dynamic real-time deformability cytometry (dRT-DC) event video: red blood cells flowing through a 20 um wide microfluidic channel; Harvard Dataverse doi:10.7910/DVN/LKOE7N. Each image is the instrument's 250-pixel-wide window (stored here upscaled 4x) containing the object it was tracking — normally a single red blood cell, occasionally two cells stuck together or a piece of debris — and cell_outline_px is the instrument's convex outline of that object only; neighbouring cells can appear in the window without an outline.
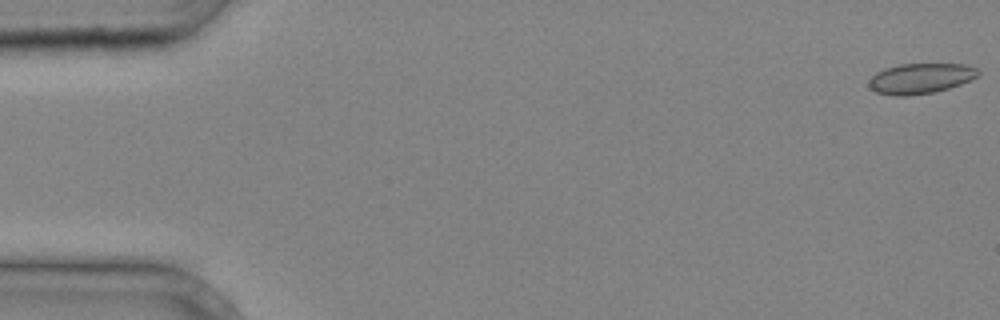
{"species": "common noctule bat (a hibernating species)", "species_latin": "Nyctalus noctula", "temperature_condition": "cold", "stored_images_in_passage": 12, "camera_frame_rate_fps": 3000, "um_per_image_px": 0.085, "animal": {"sex": "male", "body_mass_g": 20.4}, "frame": {"image": 1, "passage_image": 1, "time_ms": 0.0, "image_size_px": [1000, 320], "cell_outline_px": [[980, 76], [960, 84], [948, 88], [932, 92], [908, 96], [896, 96], [876, 92], [868, 84], [868, 80], [876, 72], [884, 68], [900, 64], [964, 64], [976, 68], [980, 72]], "centroid_in_image_um": [78.24, 6.66], "position_along_channel_um": 6.8, "area_um2": 19.31}}
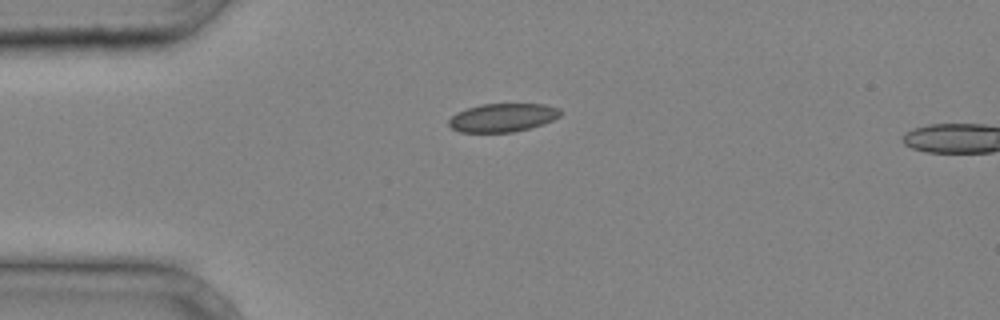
{"frame": {"image": 2, "passage_image": 10, "time_ms": 3.0, "image_size_px": [1000, 320], "cell_outline_px": [[560, 116], [544, 124], [512, 132], [460, 132], [452, 128], [448, 124], [448, 120], [456, 112], [480, 104], [544, 104], [560, 108]], "centroid_in_image_um": [42.71, 9.99], "position_along_channel_um": 42.3, "area_um2": 18.44}}